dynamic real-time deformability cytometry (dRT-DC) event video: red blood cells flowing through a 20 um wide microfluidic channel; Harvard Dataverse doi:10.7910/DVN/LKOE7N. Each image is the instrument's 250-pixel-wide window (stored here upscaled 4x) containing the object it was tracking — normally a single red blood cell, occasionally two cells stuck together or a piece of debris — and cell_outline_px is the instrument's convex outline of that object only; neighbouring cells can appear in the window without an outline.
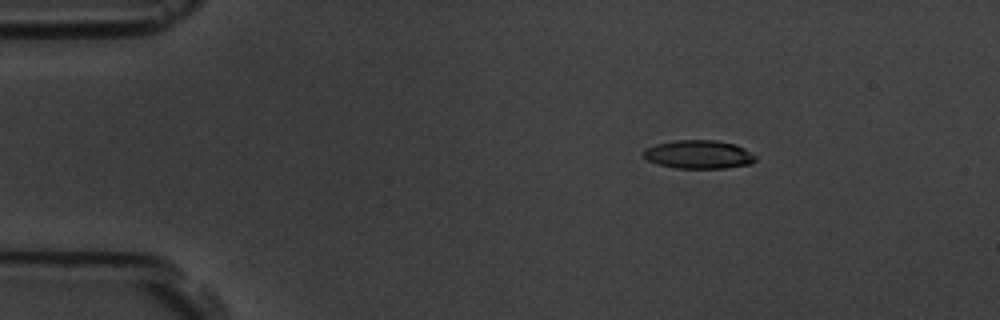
{"species": "common noctule bat (a hibernating species)", "species_latin": "Nyctalus noctula", "temperature_condition": "room temperature", "stored_images_in_passage": 5, "camera_frame_rate_fps": 3000, "um_per_image_px": 0.085, "animal": {"sex": "male", "body_mass_g": 19.5, "forearm_length_mm": 54.6}, "frame": {"image": 1, "passage_image": 3, "time_ms": 2.0, "image_size_px": [1000, 320], "cell_outline_px": [[756, 160], [752, 164], [724, 168], [676, 168], [660, 164], [648, 160], [640, 152], [644, 148], [656, 144], [676, 140], [716, 140], [736, 144], [744, 148], [756, 156]], "centroid_in_image_um": [59.39, 13.12], "position_along_channel_um": 25.6, "area_um2": 18.67}}